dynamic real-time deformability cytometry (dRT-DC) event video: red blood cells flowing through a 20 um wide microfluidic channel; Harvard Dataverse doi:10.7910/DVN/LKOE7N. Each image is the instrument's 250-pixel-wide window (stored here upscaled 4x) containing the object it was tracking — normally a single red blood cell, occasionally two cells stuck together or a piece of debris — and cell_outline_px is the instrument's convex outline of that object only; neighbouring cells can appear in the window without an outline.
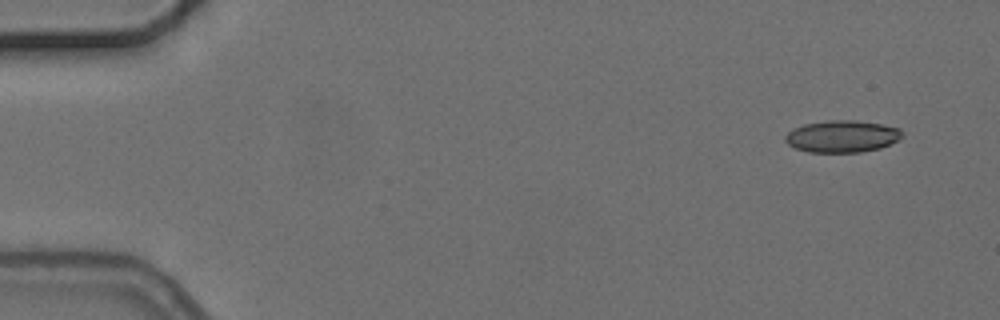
{"species": "common noctule bat (a hibernating species)", "species_latin": "Nyctalus noctula", "temperature_condition": "cold", "stored_images_in_passage": 6, "segment_of_instrument_passage": [2, 2], "camera_frame_rate_fps": 3000, "um_per_image_px": 0.085, "animal": {"sex": "female", "body_mass_g": 24.6, "forearm_length_mm": 56.2}, "frame": {"image": 1, "passage_image": 6, "time_ms": 6.0, "image_size_px": [1000, 320], "cell_outline_px": [[904, 136], [900, 140], [880, 148], [860, 152], [808, 152], [796, 148], [788, 144], [784, 140], [784, 136], [792, 128], [804, 124], [828, 120], [856, 120], [880, 124], [900, 128]], "centroid_in_image_um": [71.58, 11.59], "position_along_channel_um": 13.4, "area_um2": 21.96}}